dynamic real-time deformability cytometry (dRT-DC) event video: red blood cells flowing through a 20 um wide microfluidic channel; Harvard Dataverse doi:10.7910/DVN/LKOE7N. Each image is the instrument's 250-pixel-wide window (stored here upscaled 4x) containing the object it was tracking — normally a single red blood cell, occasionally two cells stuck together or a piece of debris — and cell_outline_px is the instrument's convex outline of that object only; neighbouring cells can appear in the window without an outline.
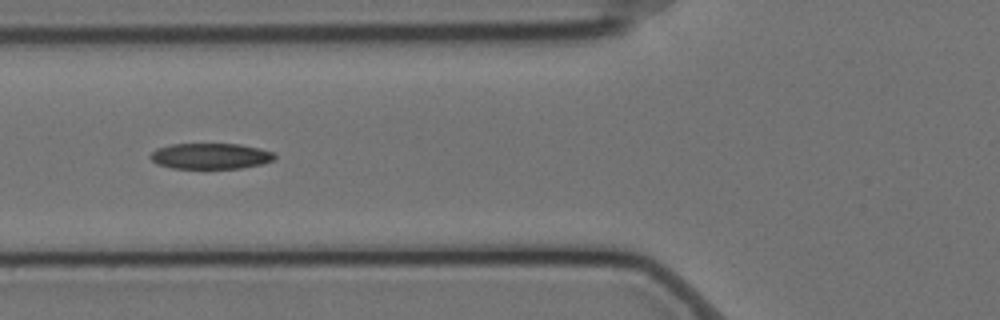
{"species": "Egyptian fruit bat (a non-hibernating species)", "species_latin": "Rousettus aegyptiacus", "temperature_condition": "cold", "stored_images_in_passage": 10, "camera_frame_rate_fps": 3000, "um_per_image_px": 0.085, "animal": {"sex": "female"}, "frame": {"image": 1, "passage_image": 7, "time_ms": 2.0, "image_size_px": [1000, 320], "cell_outline_px": [[276, 156], [272, 160], [260, 164], [240, 168], [172, 168], [156, 164], [148, 156], [156, 148], [172, 144], [240, 144], [260, 148], [272, 152]], "centroid_in_image_um": [17.85, 13.26], "position_along_channel_um": 107.9, "area_um2": 18.61}}
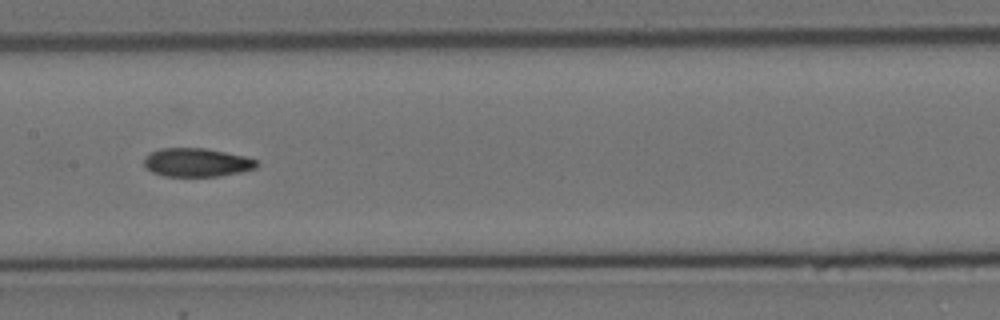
{"frame": {"image": 2, "passage_image": 9, "time_ms": 2.667, "image_size_px": [1000, 320], "cell_outline_px": [[256, 168], [240, 172], [220, 176], [164, 176], [152, 172], [144, 164], [144, 156], [148, 152], [160, 148], [204, 148], [244, 156], [256, 160]], "centroid_in_image_um": [16.67, 13.8], "position_along_channel_um": 190.7, "area_um2": 18.67}}
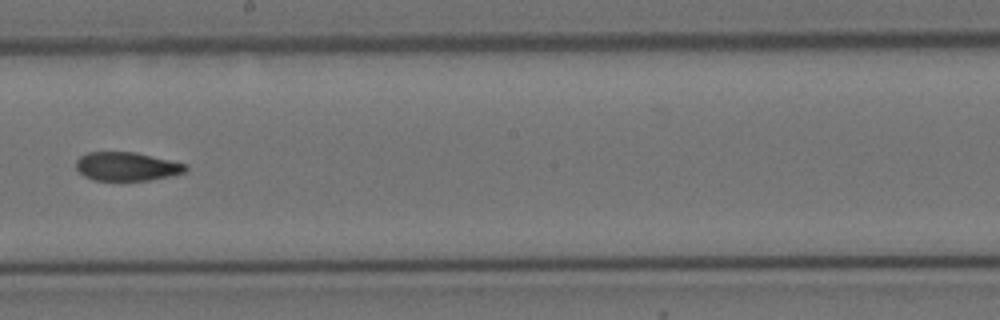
{"frame": {"image": 3, "passage_image": 10, "time_ms": 3.0, "image_size_px": [1000, 320], "cell_outline_px": [[188, 168], [184, 172], [168, 176], [148, 180], [92, 180], [84, 176], [76, 168], [76, 160], [80, 156], [88, 152], [136, 152], [188, 164]], "centroid_in_image_um": [10.77, 14.14], "position_along_channel_um": 237.4, "area_um2": 18.26}}